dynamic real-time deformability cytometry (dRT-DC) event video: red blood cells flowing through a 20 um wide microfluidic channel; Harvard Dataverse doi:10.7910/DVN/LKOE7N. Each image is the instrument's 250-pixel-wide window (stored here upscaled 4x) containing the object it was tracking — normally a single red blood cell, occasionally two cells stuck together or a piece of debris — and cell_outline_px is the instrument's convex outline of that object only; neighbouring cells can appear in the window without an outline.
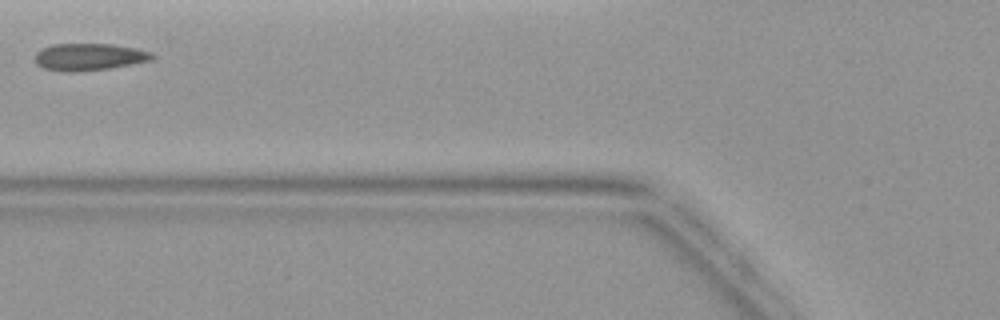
{"species": "common noctule bat (a hibernating species)", "species_latin": "Nyctalus noctula", "temperature_condition": "warm", "stored_images_in_passage": 2, "camera_frame_rate_fps": 3000, "um_per_image_px": 0.085, "animal": {"sex": "female", "body_mass_g": 19.9}, "frame": {"image": 1, "passage_image": 2, "time_ms": 2.0, "image_size_px": [1000, 320], "cell_outline_px": [[156, 56], [152, 60], [108, 68], [72, 72], [44, 68], [36, 64], [36, 52], [44, 48], [56, 44], [112, 44], [136, 48], [152, 52]], "centroid_in_image_um": [7.62, 4.83], "position_along_channel_um": 118.2, "area_um2": 18.21}}